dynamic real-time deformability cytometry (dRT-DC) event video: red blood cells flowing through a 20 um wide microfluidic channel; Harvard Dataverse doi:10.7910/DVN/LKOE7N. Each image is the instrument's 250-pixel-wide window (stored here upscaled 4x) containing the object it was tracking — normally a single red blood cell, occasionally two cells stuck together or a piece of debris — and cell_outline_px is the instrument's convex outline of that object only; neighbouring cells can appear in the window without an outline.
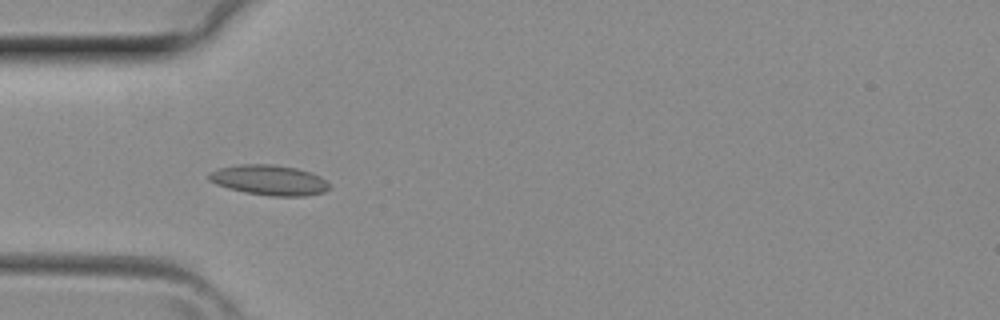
{"species": "common noctule bat (a hibernating species)", "species_latin": "Nyctalus noctula", "temperature_condition": "room temperature", "stored_images_in_passage": 17, "camera_frame_rate_fps": 3000, "um_per_image_px": 0.085, "animal": {"sex": "female", "body_mass_g": 29.2, "forearm_length_mm": 56.3}, "frame": {"image": 1, "passage_image": 5, "time_ms": 1.333, "image_size_px": [1000, 320], "cell_outline_px": [[332, 188], [324, 192], [304, 196], [272, 196], [244, 192], [228, 188], [216, 184], [208, 180], [208, 172], [220, 168], [236, 164], [272, 164], [296, 168], [312, 172], [320, 176], [332, 184]], "centroid_in_image_um": [22.91, 15.3], "position_along_channel_um": 62.1, "area_um2": 21.5}}
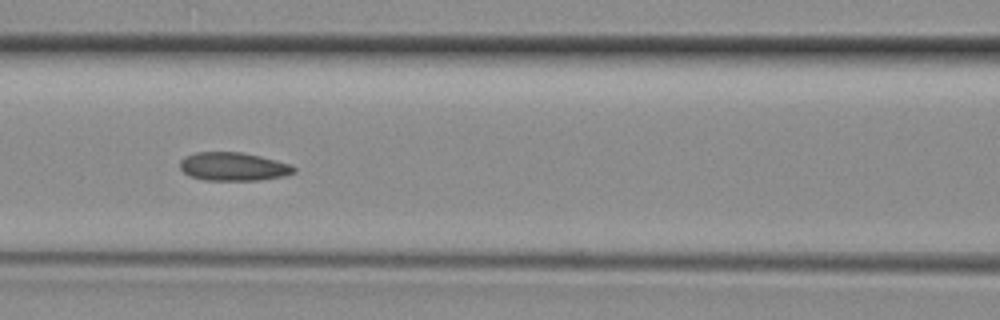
{"frame": {"image": 2, "passage_image": 10, "time_ms": 3.0, "image_size_px": [1000, 320], "cell_outline_px": [[296, 172], [284, 176], [260, 180], [204, 180], [188, 176], [180, 168], [180, 160], [184, 156], [196, 152], [240, 152], [260, 156], [292, 164], [296, 168]], "centroid_in_image_um": [19.83, 14.16], "position_along_channel_um": 146.8, "area_um2": 19.02}}
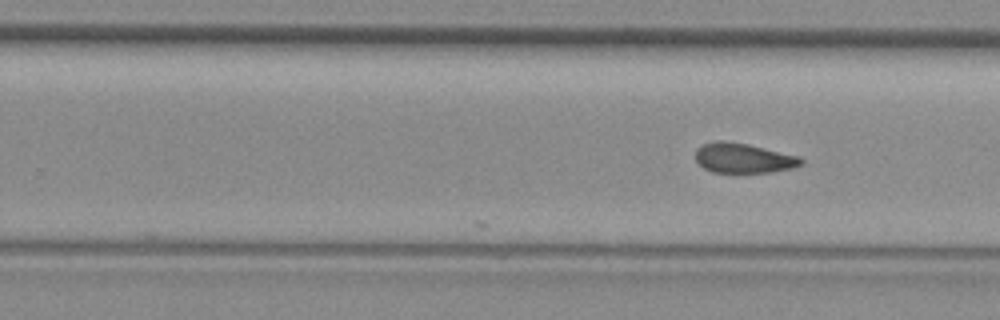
{"frame": {"image": 3, "passage_image": 17, "time_ms": 5.333, "image_size_px": [1000, 320], "cell_outline_px": [[804, 164], [792, 168], [768, 172], [712, 172], [704, 168], [696, 160], [696, 148], [704, 144], [716, 140], [724, 140], [748, 144], [800, 156], [804, 160]], "centroid_in_image_um": [63.21, 13.43], "position_along_channel_um": 266.6, "area_um2": 18.38}}